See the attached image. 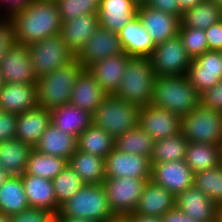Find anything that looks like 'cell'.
Segmentation results:
<instances>
[{
  "label": "cell",
  "mask_w": 222,
  "mask_h": 222,
  "mask_svg": "<svg viewBox=\"0 0 222 222\" xmlns=\"http://www.w3.org/2000/svg\"><path fill=\"white\" fill-rule=\"evenodd\" d=\"M200 105L222 113V80L200 94Z\"/></svg>",
  "instance_id": "obj_45"
},
{
  "label": "cell",
  "mask_w": 222,
  "mask_h": 222,
  "mask_svg": "<svg viewBox=\"0 0 222 222\" xmlns=\"http://www.w3.org/2000/svg\"><path fill=\"white\" fill-rule=\"evenodd\" d=\"M68 164L85 184H103L106 178L105 159L99 156L77 149Z\"/></svg>",
  "instance_id": "obj_31"
},
{
  "label": "cell",
  "mask_w": 222,
  "mask_h": 222,
  "mask_svg": "<svg viewBox=\"0 0 222 222\" xmlns=\"http://www.w3.org/2000/svg\"><path fill=\"white\" fill-rule=\"evenodd\" d=\"M187 76L199 94L217 85L222 80L221 51H206L192 59Z\"/></svg>",
  "instance_id": "obj_14"
},
{
  "label": "cell",
  "mask_w": 222,
  "mask_h": 222,
  "mask_svg": "<svg viewBox=\"0 0 222 222\" xmlns=\"http://www.w3.org/2000/svg\"><path fill=\"white\" fill-rule=\"evenodd\" d=\"M128 59L129 56L124 52L94 62L86 69L108 95L116 94L125 74Z\"/></svg>",
  "instance_id": "obj_19"
},
{
  "label": "cell",
  "mask_w": 222,
  "mask_h": 222,
  "mask_svg": "<svg viewBox=\"0 0 222 222\" xmlns=\"http://www.w3.org/2000/svg\"><path fill=\"white\" fill-rule=\"evenodd\" d=\"M155 140L139 126L115 139L114 147L122 152L151 157Z\"/></svg>",
  "instance_id": "obj_36"
},
{
  "label": "cell",
  "mask_w": 222,
  "mask_h": 222,
  "mask_svg": "<svg viewBox=\"0 0 222 222\" xmlns=\"http://www.w3.org/2000/svg\"><path fill=\"white\" fill-rule=\"evenodd\" d=\"M2 85H3V81H2V76L0 74V91H1Z\"/></svg>",
  "instance_id": "obj_60"
},
{
  "label": "cell",
  "mask_w": 222,
  "mask_h": 222,
  "mask_svg": "<svg viewBox=\"0 0 222 222\" xmlns=\"http://www.w3.org/2000/svg\"><path fill=\"white\" fill-rule=\"evenodd\" d=\"M215 2H217L218 4L222 5V0H213Z\"/></svg>",
  "instance_id": "obj_61"
},
{
  "label": "cell",
  "mask_w": 222,
  "mask_h": 222,
  "mask_svg": "<svg viewBox=\"0 0 222 222\" xmlns=\"http://www.w3.org/2000/svg\"><path fill=\"white\" fill-rule=\"evenodd\" d=\"M209 51H222V19L205 30Z\"/></svg>",
  "instance_id": "obj_48"
},
{
  "label": "cell",
  "mask_w": 222,
  "mask_h": 222,
  "mask_svg": "<svg viewBox=\"0 0 222 222\" xmlns=\"http://www.w3.org/2000/svg\"><path fill=\"white\" fill-rule=\"evenodd\" d=\"M176 197L167 189L148 180L134 214L144 217H162L175 208Z\"/></svg>",
  "instance_id": "obj_21"
},
{
  "label": "cell",
  "mask_w": 222,
  "mask_h": 222,
  "mask_svg": "<svg viewBox=\"0 0 222 222\" xmlns=\"http://www.w3.org/2000/svg\"><path fill=\"white\" fill-rule=\"evenodd\" d=\"M138 126L157 141L180 134L182 117L149 104L140 108Z\"/></svg>",
  "instance_id": "obj_11"
},
{
  "label": "cell",
  "mask_w": 222,
  "mask_h": 222,
  "mask_svg": "<svg viewBox=\"0 0 222 222\" xmlns=\"http://www.w3.org/2000/svg\"><path fill=\"white\" fill-rule=\"evenodd\" d=\"M111 222H125V220L123 218H117Z\"/></svg>",
  "instance_id": "obj_59"
},
{
  "label": "cell",
  "mask_w": 222,
  "mask_h": 222,
  "mask_svg": "<svg viewBox=\"0 0 222 222\" xmlns=\"http://www.w3.org/2000/svg\"><path fill=\"white\" fill-rule=\"evenodd\" d=\"M18 115L0 111V142L16 138Z\"/></svg>",
  "instance_id": "obj_46"
},
{
  "label": "cell",
  "mask_w": 222,
  "mask_h": 222,
  "mask_svg": "<svg viewBox=\"0 0 222 222\" xmlns=\"http://www.w3.org/2000/svg\"><path fill=\"white\" fill-rule=\"evenodd\" d=\"M51 124L64 133L78 137L92 124V117L69 103L51 110Z\"/></svg>",
  "instance_id": "obj_29"
},
{
  "label": "cell",
  "mask_w": 222,
  "mask_h": 222,
  "mask_svg": "<svg viewBox=\"0 0 222 222\" xmlns=\"http://www.w3.org/2000/svg\"><path fill=\"white\" fill-rule=\"evenodd\" d=\"M219 152H220V163L222 165V143L219 145Z\"/></svg>",
  "instance_id": "obj_58"
},
{
  "label": "cell",
  "mask_w": 222,
  "mask_h": 222,
  "mask_svg": "<svg viewBox=\"0 0 222 222\" xmlns=\"http://www.w3.org/2000/svg\"><path fill=\"white\" fill-rule=\"evenodd\" d=\"M21 179L30 207L48 210L55 215L59 213L61 207L57 204L52 180L26 172L21 174Z\"/></svg>",
  "instance_id": "obj_20"
},
{
  "label": "cell",
  "mask_w": 222,
  "mask_h": 222,
  "mask_svg": "<svg viewBox=\"0 0 222 222\" xmlns=\"http://www.w3.org/2000/svg\"><path fill=\"white\" fill-rule=\"evenodd\" d=\"M184 161L194 174L221 166L219 145L188 142Z\"/></svg>",
  "instance_id": "obj_33"
},
{
  "label": "cell",
  "mask_w": 222,
  "mask_h": 222,
  "mask_svg": "<svg viewBox=\"0 0 222 222\" xmlns=\"http://www.w3.org/2000/svg\"><path fill=\"white\" fill-rule=\"evenodd\" d=\"M161 219L162 222H197L176 207L166 212Z\"/></svg>",
  "instance_id": "obj_49"
},
{
  "label": "cell",
  "mask_w": 222,
  "mask_h": 222,
  "mask_svg": "<svg viewBox=\"0 0 222 222\" xmlns=\"http://www.w3.org/2000/svg\"><path fill=\"white\" fill-rule=\"evenodd\" d=\"M217 222H222V205L218 206Z\"/></svg>",
  "instance_id": "obj_56"
},
{
  "label": "cell",
  "mask_w": 222,
  "mask_h": 222,
  "mask_svg": "<svg viewBox=\"0 0 222 222\" xmlns=\"http://www.w3.org/2000/svg\"><path fill=\"white\" fill-rule=\"evenodd\" d=\"M84 69L74 59L66 66L37 78V105L52 110L69 104L74 83Z\"/></svg>",
  "instance_id": "obj_4"
},
{
  "label": "cell",
  "mask_w": 222,
  "mask_h": 222,
  "mask_svg": "<svg viewBox=\"0 0 222 222\" xmlns=\"http://www.w3.org/2000/svg\"><path fill=\"white\" fill-rule=\"evenodd\" d=\"M62 22L84 14H98L99 0H54Z\"/></svg>",
  "instance_id": "obj_41"
},
{
  "label": "cell",
  "mask_w": 222,
  "mask_h": 222,
  "mask_svg": "<svg viewBox=\"0 0 222 222\" xmlns=\"http://www.w3.org/2000/svg\"><path fill=\"white\" fill-rule=\"evenodd\" d=\"M15 44L13 24L9 15L0 21V63L8 50Z\"/></svg>",
  "instance_id": "obj_44"
},
{
  "label": "cell",
  "mask_w": 222,
  "mask_h": 222,
  "mask_svg": "<svg viewBox=\"0 0 222 222\" xmlns=\"http://www.w3.org/2000/svg\"><path fill=\"white\" fill-rule=\"evenodd\" d=\"M188 141L182 133L155 141L150 157L151 165L185 159Z\"/></svg>",
  "instance_id": "obj_38"
},
{
  "label": "cell",
  "mask_w": 222,
  "mask_h": 222,
  "mask_svg": "<svg viewBox=\"0 0 222 222\" xmlns=\"http://www.w3.org/2000/svg\"><path fill=\"white\" fill-rule=\"evenodd\" d=\"M155 74L150 58L129 57L116 96L140 108L151 104Z\"/></svg>",
  "instance_id": "obj_5"
},
{
  "label": "cell",
  "mask_w": 222,
  "mask_h": 222,
  "mask_svg": "<svg viewBox=\"0 0 222 222\" xmlns=\"http://www.w3.org/2000/svg\"><path fill=\"white\" fill-rule=\"evenodd\" d=\"M52 182L57 204L60 207L85 184L69 164L66 165L63 171Z\"/></svg>",
  "instance_id": "obj_40"
},
{
  "label": "cell",
  "mask_w": 222,
  "mask_h": 222,
  "mask_svg": "<svg viewBox=\"0 0 222 222\" xmlns=\"http://www.w3.org/2000/svg\"><path fill=\"white\" fill-rule=\"evenodd\" d=\"M3 83L36 84L28 46L15 43L0 63Z\"/></svg>",
  "instance_id": "obj_15"
},
{
  "label": "cell",
  "mask_w": 222,
  "mask_h": 222,
  "mask_svg": "<svg viewBox=\"0 0 222 222\" xmlns=\"http://www.w3.org/2000/svg\"><path fill=\"white\" fill-rule=\"evenodd\" d=\"M178 35L191 59L209 51L205 30L185 27L180 24Z\"/></svg>",
  "instance_id": "obj_42"
},
{
  "label": "cell",
  "mask_w": 222,
  "mask_h": 222,
  "mask_svg": "<svg viewBox=\"0 0 222 222\" xmlns=\"http://www.w3.org/2000/svg\"><path fill=\"white\" fill-rule=\"evenodd\" d=\"M181 133L188 142L220 145L222 143V113L199 105L182 117Z\"/></svg>",
  "instance_id": "obj_7"
},
{
  "label": "cell",
  "mask_w": 222,
  "mask_h": 222,
  "mask_svg": "<svg viewBox=\"0 0 222 222\" xmlns=\"http://www.w3.org/2000/svg\"><path fill=\"white\" fill-rule=\"evenodd\" d=\"M123 53L118 33L100 26L87 39L75 59L86 69L94 62Z\"/></svg>",
  "instance_id": "obj_13"
},
{
  "label": "cell",
  "mask_w": 222,
  "mask_h": 222,
  "mask_svg": "<svg viewBox=\"0 0 222 222\" xmlns=\"http://www.w3.org/2000/svg\"><path fill=\"white\" fill-rule=\"evenodd\" d=\"M151 169L149 157L122 152L115 147L105 158L106 178L132 177L150 180Z\"/></svg>",
  "instance_id": "obj_12"
},
{
  "label": "cell",
  "mask_w": 222,
  "mask_h": 222,
  "mask_svg": "<svg viewBox=\"0 0 222 222\" xmlns=\"http://www.w3.org/2000/svg\"><path fill=\"white\" fill-rule=\"evenodd\" d=\"M28 51L37 78L62 68L75 59L60 34L28 45Z\"/></svg>",
  "instance_id": "obj_8"
},
{
  "label": "cell",
  "mask_w": 222,
  "mask_h": 222,
  "mask_svg": "<svg viewBox=\"0 0 222 222\" xmlns=\"http://www.w3.org/2000/svg\"><path fill=\"white\" fill-rule=\"evenodd\" d=\"M68 164V160L43 154L32 149L28 158L26 173L53 180Z\"/></svg>",
  "instance_id": "obj_37"
},
{
  "label": "cell",
  "mask_w": 222,
  "mask_h": 222,
  "mask_svg": "<svg viewBox=\"0 0 222 222\" xmlns=\"http://www.w3.org/2000/svg\"><path fill=\"white\" fill-rule=\"evenodd\" d=\"M10 175L3 169L0 165V185L9 177Z\"/></svg>",
  "instance_id": "obj_54"
},
{
  "label": "cell",
  "mask_w": 222,
  "mask_h": 222,
  "mask_svg": "<svg viewBox=\"0 0 222 222\" xmlns=\"http://www.w3.org/2000/svg\"><path fill=\"white\" fill-rule=\"evenodd\" d=\"M32 149L16 138L0 142V165L9 175H21L26 171Z\"/></svg>",
  "instance_id": "obj_30"
},
{
  "label": "cell",
  "mask_w": 222,
  "mask_h": 222,
  "mask_svg": "<svg viewBox=\"0 0 222 222\" xmlns=\"http://www.w3.org/2000/svg\"><path fill=\"white\" fill-rule=\"evenodd\" d=\"M175 207L197 222H217L218 206L194 185L176 196Z\"/></svg>",
  "instance_id": "obj_18"
},
{
  "label": "cell",
  "mask_w": 222,
  "mask_h": 222,
  "mask_svg": "<svg viewBox=\"0 0 222 222\" xmlns=\"http://www.w3.org/2000/svg\"><path fill=\"white\" fill-rule=\"evenodd\" d=\"M222 19V5L213 0H204L183 13L181 24L185 27L208 29Z\"/></svg>",
  "instance_id": "obj_34"
},
{
  "label": "cell",
  "mask_w": 222,
  "mask_h": 222,
  "mask_svg": "<svg viewBox=\"0 0 222 222\" xmlns=\"http://www.w3.org/2000/svg\"><path fill=\"white\" fill-rule=\"evenodd\" d=\"M91 222H111L117 217L110 209L103 184H84L67 202L58 214Z\"/></svg>",
  "instance_id": "obj_3"
},
{
  "label": "cell",
  "mask_w": 222,
  "mask_h": 222,
  "mask_svg": "<svg viewBox=\"0 0 222 222\" xmlns=\"http://www.w3.org/2000/svg\"><path fill=\"white\" fill-rule=\"evenodd\" d=\"M3 3L6 2L4 5L7 7V13L5 15H10L11 13L15 12L18 9H22L30 4L33 0H0ZM1 4V3H0ZM8 5V6H7Z\"/></svg>",
  "instance_id": "obj_50"
},
{
  "label": "cell",
  "mask_w": 222,
  "mask_h": 222,
  "mask_svg": "<svg viewBox=\"0 0 222 222\" xmlns=\"http://www.w3.org/2000/svg\"><path fill=\"white\" fill-rule=\"evenodd\" d=\"M9 16L18 44L28 46L61 32L62 21L54 0H33Z\"/></svg>",
  "instance_id": "obj_1"
},
{
  "label": "cell",
  "mask_w": 222,
  "mask_h": 222,
  "mask_svg": "<svg viewBox=\"0 0 222 222\" xmlns=\"http://www.w3.org/2000/svg\"><path fill=\"white\" fill-rule=\"evenodd\" d=\"M204 0H178L180 9L184 13L186 10L191 9Z\"/></svg>",
  "instance_id": "obj_52"
},
{
  "label": "cell",
  "mask_w": 222,
  "mask_h": 222,
  "mask_svg": "<svg viewBox=\"0 0 222 222\" xmlns=\"http://www.w3.org/2000/svg\"><path fill=\"white\" fill-rule=\"evenodd\" d=\"M34 149L43 154L69 160L77 150V137L50 124Z\"/></svg>",
  "instance_id": "obj_28"
},
{
  "label": "cell",
  "mask_w": 222,
  "mask_h": 222,
  "mask_svg": "<svg viewBox=\"0 0 222 222\" xmlns=\"http://www.w3.org/2000/svg\"><path fill=\"white\" fill-rule=\"evenodd\" d=\"M151 104L183 117L200 105V94L187 75L155 76Z\"/></svg>",
  "instance_id": "obj_2"
},
{
  "label": "cell",
  "mask_w": 222,
  "mask_h": 222,
  "mask_svg": "<svg viewBox=\"0 0 222 222\" xmlns=\"http://www.w3.org/2000/svg\"><path fill=\"white\" fill-rule=\"evenodd\" d=\"M0 222H12L11 216L4 213H0Z\"/></svg>",
  "instance_id": "obj_55"
},
{
  "label": "cell",
  "mask_w": 222,
  "mask_h": 222,
  "mask_svg": "<svg viewBox=\"0 0 222 222\" xmlns=\"http://www.w3.org/2000/svg\"><path fill=\"white\" fill-rule=\"evenodd\" d=\"M175 197L193 185L194 173L184 160L153 164L151 179Z\"/></svg>",
  "instance_id": "obj_16"
},
{
  "label": "cell",
  "mask_w": 222,
  "mask_h": 222,
  "mask_svg": "<svg viewBox=\"0 0 222 222\" xmlns=\"http://www.w3.org/2000/svg\"><path fill=\"white\" fill-rule=\"evenodd\" d=\"M125 222H162L161 217H144L138 214H129L123 217Z\"/></svg>",
  "instance_id": "obj_51"
},
{
  "label": "cell",
  "mask_w": 222,
  "mask_h": 222,
  "mask_svg": "<svg viewBox=\"0 0 222 222\" xmlns=\"http://www.w3.org/2000/svg\"><path fill=\"white\" fill-rule=\"evenodd\" d=\"M145 5L151 9L160 10L180 19L183 17L178 0H147Z\"/></svg>",
  "instance_id": "obj_47"
},
{
  "label": "cell",
  "mask_w": 222,
  "mask_h": 222,
  "mask_svg": "<svg viewBox=\"0 0 222 222\" xmlns=\"http://www.w3.org/2000/svg\"><path fill=\"white\" fill-rule=\"evenodd\" d=\"M54 222H91V221L76 219L66 216H55Z\"/></svg>",
  "instance_id": "obj_53"
},
{
  "label": "cell",
  "mask_w": 222,
  "mask_h": 222,
  "mask_svg": "<svg viewBox=\"0 0 222 222\" xmlns=\"http://www.w3.org/2000/svg\"><path fill=\"white\" fill-rule=\"evenodd\" d=\"M149 58L155 76L187 75L192 62L179 35L156 45Z\"/></svg>",
  "instance_id": "obj_10"
},
{
  "label": "cell",
  "mask_w": 222,
  "mask_h": 222,
  "mask_svg": "<svg viewBox=\"0 0 222 222\" xmlns=\"http://www.w3.org/2000/svg\"><path fill=\"white\" fill-rule=\"evenodd\" d=\"M36 106V84L3 83L0 91V111L18 115Z\"/></svg>",
  "instance_id": "obj_23"
},
{
  "label": "cell",
  "mask_w": 222,
  "mask_h": 222,
  "mask_svg": "<svg viewBox=\"0 0 222 222\" xmlns=\"http://www.w3.org/2000/svg\"><path fill=\"white\" fill-rule=\"evenodd\" d=\"M115 140L103 129L90 125L77 137V149L103 159L113 150Z\"/></svg>",
  "instance_id": "obj_35"
},
{
  "label": "cell",
  "mask_w": 222,
  "mask_h": 222,
  "mask_svg": "<svg viewBox=\"0 0 222 222\" xmlns=\"http://www.w3.org/2000/svg\"><path fill=\"white\" fill-rule=\"evenodd\" d=\"M50 124L51 110L37 105L18 114L16 139L34 148Z\"/></svg>",
  "instance_id": "obj_22"
},
{
  "label": "cell",
  "mask_w": 222,
  "mask_h": 222,
  "mask_svg": "<svg viewBox=\"0 0 222 222\" xmlns=\"http://www.w3.org/2000/svg\"><path fill=\"white\" fill-rule=\"evenodd\" d=\"M108 94L84 69L77 77L70 97V104L93 114Z\"/></svg>",
  "instance_id": "obj_26"
},
{
  "label": "cell",
  "mask_w": 222,
  "mask_h": 222,
  "mask_svg": "<svg viewBox=\"0 0 222 222\" xmlns=\"http://www.w3.org/2000/svg\"><path fill=\"white\" fill-rule=\"evenodd\" d=\"M137 6L145 5L147 0H132Z\"/></svg>",
  "instance_id": "obj_57"
},
{
  "label": "cell",
  "mask_w": 222,
  "mask_h": 222,
  "mask_svg": "<svg viewBox=\"0 0 222 222\" xmlns=\"http://www.w3.org/2000/svg\"><path fill=\"white\" fill-rule=\"evenodd\" d=\"M29 207L21 175H10L0 185V213L12 216Z\"/></svg>",
  "instance_id": "obj_32"
},
{
  "label": "cell",
  "mask_w": 222,
  "mask_h": 222,
  "mask_svg": "<svg viewBox=\"0 0 222 222\" xmlns=\"http://www.w3.org/2000/svg\"><path fill=\"white\" fill-rule=\"evenodd\" d=\"M100 27L98 14H84L62 22L60 36L76 56L87 39Z\"/></svg>",
  "instance_id": "obj_25"
},
{
  "label": "cell",
  "mask_w": 222,
  "mask_h": 222,
  "mask_svg": "<svg viewBox=\"0 0 222 222\" xmlns=\"http://www.w3.org/2000/svg\"><path fill=\"white\" fill-rule=\"evenodd\" d=\"M138 6L132 0H99L100 26L118 33L137 16Z\"/></svg>",
  "instance_id": "obj_24"
},
{
  "label": "cell",
  "mask_w": 222,
  "mask_h": 222,
  "mask_svg": "<svg viewBox=\"0 0 222 222\" xmlns=\"http://www.w3.org/2000/svg\"><path fill=\"white\" fill-rule=\"evenodd\" d=\"M137 16L155 45L178 35L181 19L146 5L138 6Z\"/></svg>",
  "instance_id": "obj_17"
},
{
  "label": "cell",
  "mask_w": 222,
  "mask_h": 222,
  "mask_svg": "<svg viewBox=\"0 0 222 222\" xmlns=\"http://www.w3.org/2000/svg\"><path fill=\"white\" fill-rule=\"evenodd\" d=\"M54 219V213L34 207L11 216L12 222H54Z\"/></svg>",
  "instance_id": "obj_43"
},
{
  "label": "cell",
  "mask_w": 222,
  "mask_h": 222,
  "mask_svg": "<svg viewBox=\"0 0 222 222\" xmlns=\"http://www.w3.org/2000/svg\"><path fill=\"white\" fill-rule=\"evenodd\" d=\"M147 181L132 177L105 178L103 186L108 203L117 218L134 213Z\"/></svg>",
  "instance_id": "obj_9"
},
{
  "label": "cell",
  "mask_w": 222,
  "mask_h": 222,
  "mask_svg": "<svg viewBox=\"0 0 222 222\" xmlns=\"http://www.w3.org/2000/svg\"><path fill=\"white\" fill-rule=\"evenodd\" d=\"M140 107L119 98L107 95L93 112L92 125L103 129L114 140L121 134L138 126Z\"/></svg>",
  "instance_id": "obj_6"
},
{
  "label": "cell",
  "mask_w": 222,
  "mask_h": 222,
  "mask_svg": "<svg viewBox=\"0 0 222 222\" xmlns=\"http://www.w3.org/2000/svg\"><path fill=\"white\" fill-rule=\"evenodd\" d=\"M123 51L129 57H147L152 55L156 45L143 27L138 16L126 24L119 32Z\"/></svg>",
  "instance_id": "obj_27"
},
{
  "label": "cell",
  "mask_w": 222,
  "mask_h": 222,
  "mask_svg": "<svg viewBox=\"0 0 222 222\" xmlns=\"http://www.w3.org/2000/svg\"><path fill=\"white\" fill-rule=\"evenodd\" d=\"M193 185L217 206L222 205V165L194 174Z\"/></svg>",
  "instance_id": "obj_39"
}]
</instances>
